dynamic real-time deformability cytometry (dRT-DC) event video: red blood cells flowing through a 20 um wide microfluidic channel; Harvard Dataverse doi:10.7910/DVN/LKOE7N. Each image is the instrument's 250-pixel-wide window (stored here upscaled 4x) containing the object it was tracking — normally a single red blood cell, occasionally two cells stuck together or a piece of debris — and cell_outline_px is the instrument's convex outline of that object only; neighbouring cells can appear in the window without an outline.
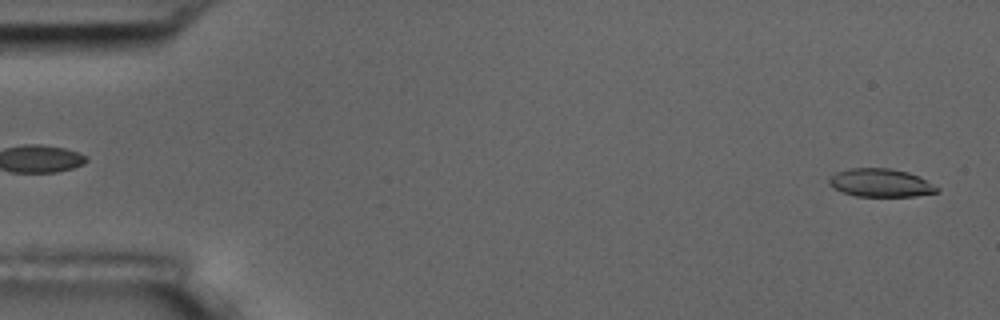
{"species": "common noctule bat (a hibernating species)", "species_latin": "Nyctalus noctula", "temperature_condition": "room temperature", "stored_images_in_passage": 9, "camera_frame_rate_fps": 3000, "um_per_image_px": 0.085, "animal": {"sex": "male", "body_mass_g": 17.5, "forearm_length_mm": 52.3}, "frame": {"image": 1, "passage_image": 2, "time_ms": 0.333, "image_size_px": [1000, 320], "cell_outline_px": [[940, 192], [916, 196], [856, 196], [832, 188], [828, 184], [828, 180], [836, 172], [848, 168], [888, 168], [908, 172], [940, 188]], "centroid_in_image_um": [74.83, 15.54], "position_along_channel_um": 10.2, "area_um2": 17.63}}